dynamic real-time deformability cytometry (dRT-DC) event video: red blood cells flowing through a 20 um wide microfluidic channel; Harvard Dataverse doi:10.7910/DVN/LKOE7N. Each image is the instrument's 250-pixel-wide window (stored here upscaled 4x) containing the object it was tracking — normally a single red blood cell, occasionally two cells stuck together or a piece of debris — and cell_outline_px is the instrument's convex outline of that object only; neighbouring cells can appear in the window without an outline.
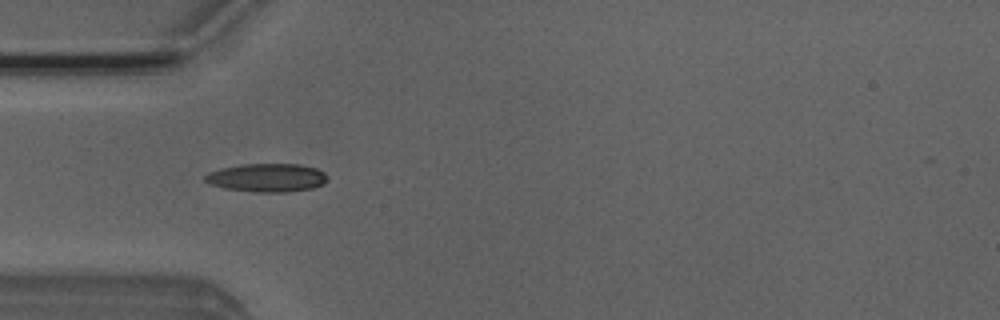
{"species": "Egyptian fruit bat (a non-hibernating species)", "species_latin": "Rousettus aegyptiacus", "temperature_condition": "room temperature", "stored_images_in_passage": 6, "camera_frame_rate_fps": 3000, "um_per_image_px": 0.085, "animal": {"sex": "male"}, "frame": {"image": 1, "passage_image": 5, "time_ms": 1.333, "image_size_px": [1000, 320], "cell_outline_px": [[328, 180], [324, 184], [312, 188], [288, 192], [256, 192], [224, 188], [212, 184], [204, 180], [204, 176], [208, 172], [220, 168], [240, 164], [300, 164], [316, 168], [324, 172], [328, 176]], "centroid_in_image_um": [22.71, 15.1], "position_along_channel_um": 62.3, "area_um2": 20.4}}